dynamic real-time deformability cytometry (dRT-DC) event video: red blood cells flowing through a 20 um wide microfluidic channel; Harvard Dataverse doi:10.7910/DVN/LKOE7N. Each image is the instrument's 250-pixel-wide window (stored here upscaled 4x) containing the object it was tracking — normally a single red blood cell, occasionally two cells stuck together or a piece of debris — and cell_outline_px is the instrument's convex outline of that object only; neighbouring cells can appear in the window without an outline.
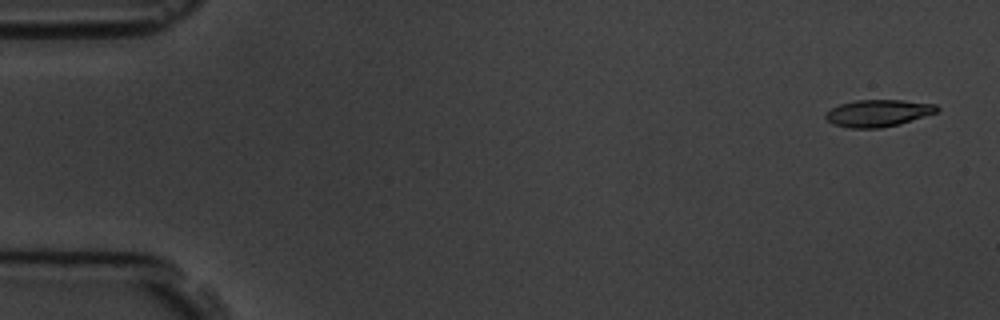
{"species": "common noctule bat (a hibernating species)", "species_latin": "Nyctalus noctula", "temperature_condition": "room temperature", "stored_images_in_passage": 5, "camera_frame_rate_fps": 3000, "um_per_image_px": 0.085, "animal": {"sex": "male", "body_mass_g": 19.5, "forearm_length_mm": 54.6}, "frame": {"image": 1, "passage_image": 1, "time_ms": 0.0, "image_size_px": [1000, 320], "cell_outline_px": [[940, 108], [936, 112], [900, 124], [880, 128], [848, 128], [832, 124], [824, 116], [824, 112], [840, 104], [856, 100], [900, 100], [936, 104]], "centroid_in_image_um": [74.6, 9.62], "position_along_channel_um": 10.4, "area_um2": 17.51}}
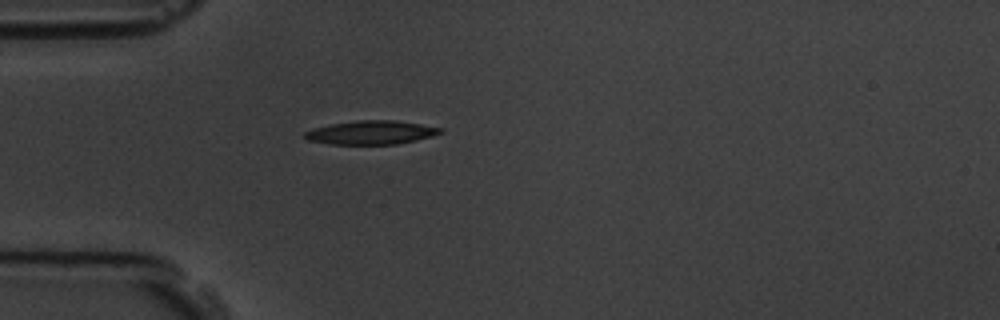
{"frame": {"image": 2, "passage_image": 5, "time_ms": 4.667, "image_size_px": [1000, 320], "cell_outline_px": [[444, 132], [432, 136], [416, 140], [396, 144], [332, 144], [308, 140], [304, 136], [304, 132], [312, 128], [332, 124], [356, 120], [396, 120], [444, 128]], "centroid_in_image_um": [31.57, 11.26], "position_along_channel_um": 53.4, "area_um2": 18.73}}